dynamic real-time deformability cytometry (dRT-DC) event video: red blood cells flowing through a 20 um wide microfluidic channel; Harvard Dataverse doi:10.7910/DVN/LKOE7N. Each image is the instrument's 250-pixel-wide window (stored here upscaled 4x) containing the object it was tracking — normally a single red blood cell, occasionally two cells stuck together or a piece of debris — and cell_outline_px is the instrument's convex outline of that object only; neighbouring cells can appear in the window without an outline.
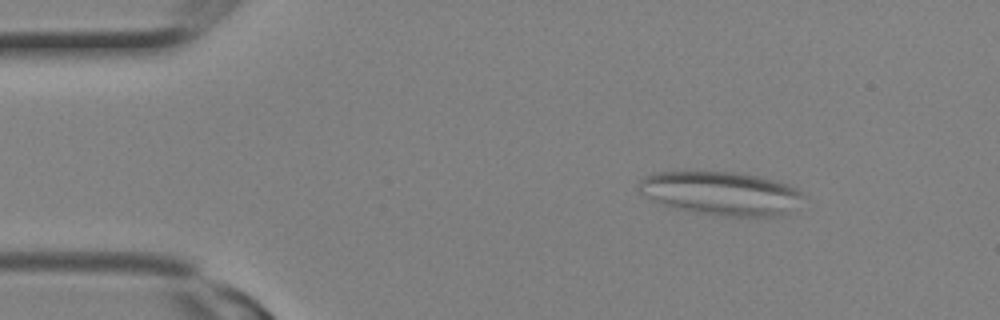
{"species": "Egyptian fruit bat (a non-hibernating species)", "species_latin": "Rousettus aegyptiacus", "temperature_condition": "room temperature", "stored_images_in_passage": 8, "camera_frame_rate_fps": 3000, "um_per_image_px": 0.085, "animal": {"sex": "female"}, "frame": {"image": 1, "passage_image": 4, "time_ms": 1.0, "image_size_px": [1000, 320], "cell_outline_px": [[804, 196], [788, 212], [780, 216], [712, 216], [664, 204], [652, 200], [640, 192], [636, 188], [640, 180], [644, 176], [656, 172], [736, 172], [776, 180], [800, 188]], "centroid_in_image_um": [61.3, 16.42], "position_along_channel_um": 23.7, "area_um2": 41.62}}